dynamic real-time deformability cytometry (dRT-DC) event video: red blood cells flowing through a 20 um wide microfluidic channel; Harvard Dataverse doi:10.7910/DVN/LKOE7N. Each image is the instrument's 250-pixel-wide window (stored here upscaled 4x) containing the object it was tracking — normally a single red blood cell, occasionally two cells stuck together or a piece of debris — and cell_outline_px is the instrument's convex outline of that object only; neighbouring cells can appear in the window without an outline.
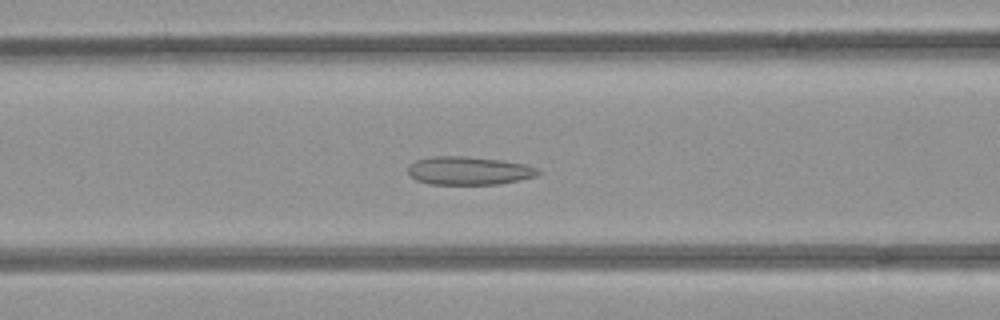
{"species": "common noctule bat (a hibernating species)", "species_latin": "Nyctalus noctula", "temperature_condition": "room temperature", "stored_images_in_passage": 34, "camera_frame_rate_fps": 3000, "um_per_image_px": 0.085, "animal": {"sex": "female", "body_mass_g": 21.9}, "frame": {"image": 1, "passage_image": 12, "time_ms": 3.667, "image_size_px": [1000, 320], "cell_outline_px": [[540, 172], [536, 176], [500, 184], [428, 184], [416, 180], [408, 172], [408, 164], [416, 160], [432, 156], [464, 156], [500, 160], [524, 164], [540, 168]], "centroid_in_image_um": [39.84, 14.51], "position_along_channel_um": 126.8, "area_um2": 21.44}}
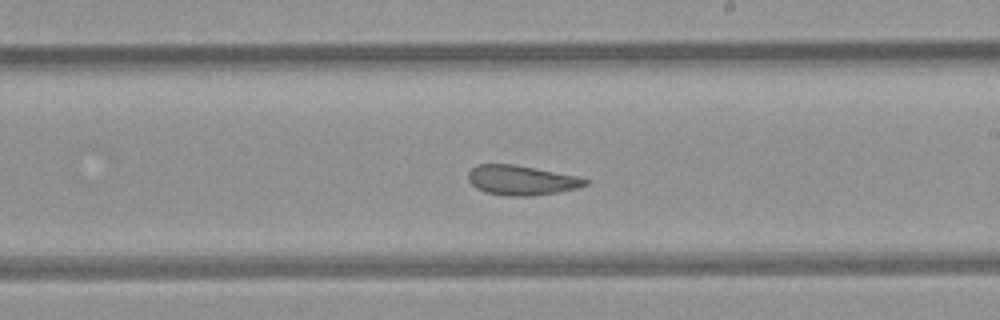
{"frame": {"image": 2, "passage_image": 21, "time_ms": 6.667, "image_size_px": [1000, 320], "cell_outline_px": [[588, 184], [576, 188], [556, 192], [532, 196], [512, 196], [484, 192], [476, 188], [468, 180], [468, 172], [476, 164], [512, 164], [576, 176], [588, 180]], "centroid_in_image_um": [44.27, 15.32], "position_along_channel_um": 244.7, "area_um2": 20.0}}
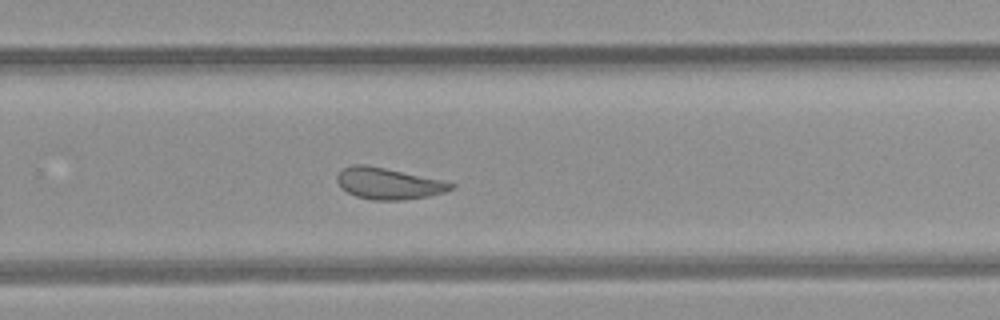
{"frame": {"image": 3, "passage_image": 25, "time_ms": 8.0, "image_size_px": [1000, 320], "cell_outline_px": [[456, 188], [444, 192], [428, 196], [400, 200], [372, 200], [356, 196], [340, 188], [336, 180], [336, 176], [344, 168], [352, 164], [368, 164], [444, 180], [456, 184]], "centroid_in_image_um": [33.03, 15.59], "position_along_channel_um": 296.8, "area_um2": 21.1}, "authors_computed_cell_mechanics": {"area_um2": 21.1548, "velocity_mm_per_s": 3.9314, "shape_relaxation_time_tau1_ms": null, "shape_relaxation_time_tau2_ms": 2.0753, "deformation_change_tau1": null, "deformation_change_tau2": 0.0989}}